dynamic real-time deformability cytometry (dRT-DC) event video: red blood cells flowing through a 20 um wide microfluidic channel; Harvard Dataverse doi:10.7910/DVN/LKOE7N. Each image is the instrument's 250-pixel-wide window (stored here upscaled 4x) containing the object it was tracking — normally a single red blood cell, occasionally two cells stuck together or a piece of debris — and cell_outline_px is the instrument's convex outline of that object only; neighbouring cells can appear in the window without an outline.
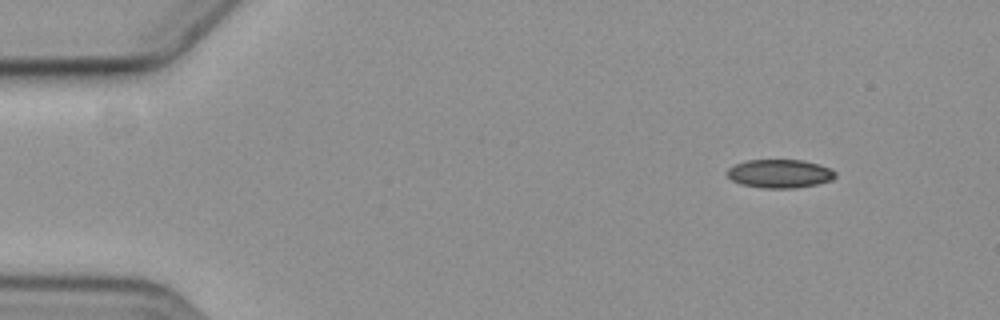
{"species": "common noctule bat (a hibernating species)", "species_latin": "Nyctalus noctula", "temperature_condition": "cold", "stored_images_in_passage": 7, "camera_frame_rate_fps": 3000, "um_per_image_px": 0.085, "animal": {"sex": "female", "body_mass_g": 19.3, "forearm_length_mm": 54.1}, "frame": {"image": 1, "passage_image": 1, "time_ms": 0.0, "image_size_px": [1000, 320], "cell_outline_px": [[836, 176], [832, 180], [816, 184], [792, 188], [764, 188], [740, 184], [732, 180], [728, 176], [728, 168], [736, 164], [748, 160], [804, 160], [820, 164], [832, 168], [836, 172]], "centroid_in_image_um": [66.32, 14.75], "position_along_channel_um": 18.7, "area_um2": 17.98}}
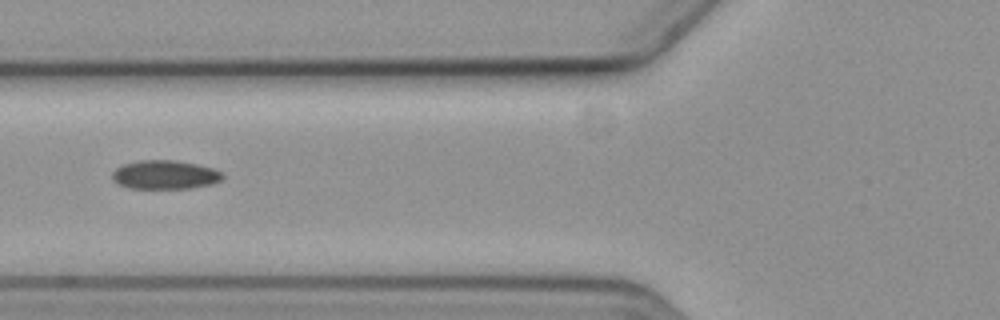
{"frame": {"image": 2, "passage_image": 5, "time_ms": 5.333, "image_size_px": [1000, 320], "cell_outline_px": [[224, 176], [220, 180], [212, 184], [192, 188], [128, 188], [116, 184], [112, 180], [112, 172], [116, 168], [124, 164], [140, 160], [176, 160], [216, 168], [224, 172]], "centroid_in_image_um": [14.03, 14.85], "position_along_channel_um": 111.8, "area_um2": 18.79}}
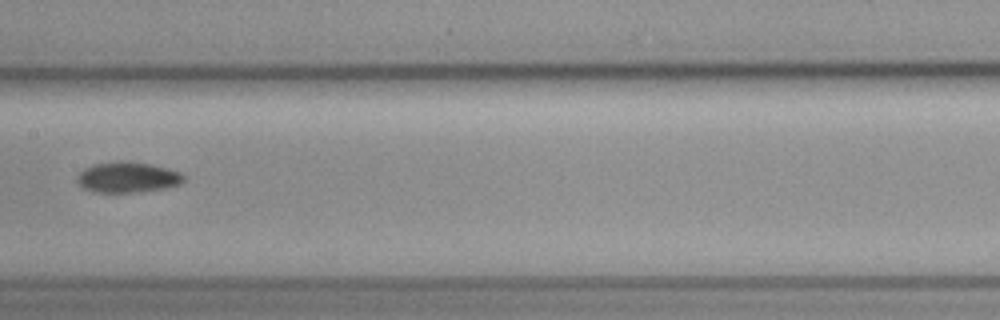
{"frame": {"image": 3, "passage_image": 7, "time_ms": 7.667, "image_size_px": [1000, 320], "cell_outline_px": [[184, 180], [180, 184], [164, 188], [132, 192], [96, 192], [84, 188], [76, 180], [80, 172], [84, 168], [96, 164], [120, 160], [148, 164], [180, 172], [184, 176]], "centroid_in_image_um": [10.83, 15.06], "position_along_channel_um": 196.6, "area_um2": 18.61}}